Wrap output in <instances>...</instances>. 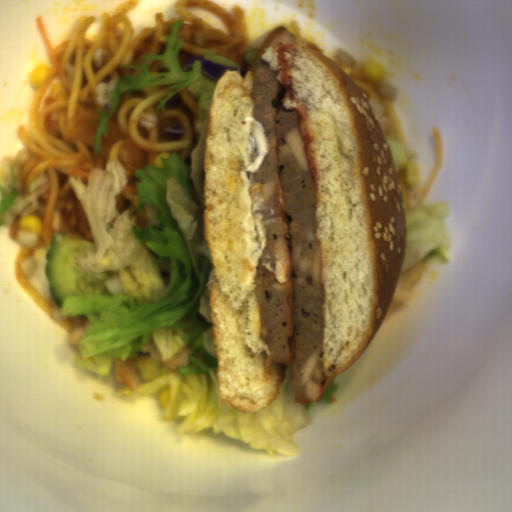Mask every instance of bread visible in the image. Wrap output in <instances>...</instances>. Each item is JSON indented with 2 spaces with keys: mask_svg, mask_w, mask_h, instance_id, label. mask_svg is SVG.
<instances>
[{
  "mask_svg": "<svg viewBox=\"0 0 512 512\" xmlns=\"http://www.w3.org/2000/svg\"><path fill=\"white\" fill-rule=\"evenodd\" d=\"M260 50L280 72L271 105L299 116L321 248L323 369L337 378L369 348L399 288L408 249L399 169L368 96L344 69L284 26Z\"/></svg>",
  "mask_w": 512,
  "mask_h": 512,
  "instance_id": "8d2b1439",
  "label": "bread"
},
{
  "mask_svg": "<svg viewBox=\"0 0 512 512\" xmlns=\"http://www.w3.org/2000/svg\"><path fill=\"white\" fill-rule=\"evenodd\" d=\"M252 72L224 69L209 109L203 188L204 237L213 266L208 280L218 388L223 402L244 413L273 404L287 367L266 365L260 315L251 280L242 171L243 130L253 109Z\"/></svg>",
  "mask_w": 512,
  "mask_h": 512,
  "instance_id": "cb027b5d",
  "label": "bread"
}]
</instances>
